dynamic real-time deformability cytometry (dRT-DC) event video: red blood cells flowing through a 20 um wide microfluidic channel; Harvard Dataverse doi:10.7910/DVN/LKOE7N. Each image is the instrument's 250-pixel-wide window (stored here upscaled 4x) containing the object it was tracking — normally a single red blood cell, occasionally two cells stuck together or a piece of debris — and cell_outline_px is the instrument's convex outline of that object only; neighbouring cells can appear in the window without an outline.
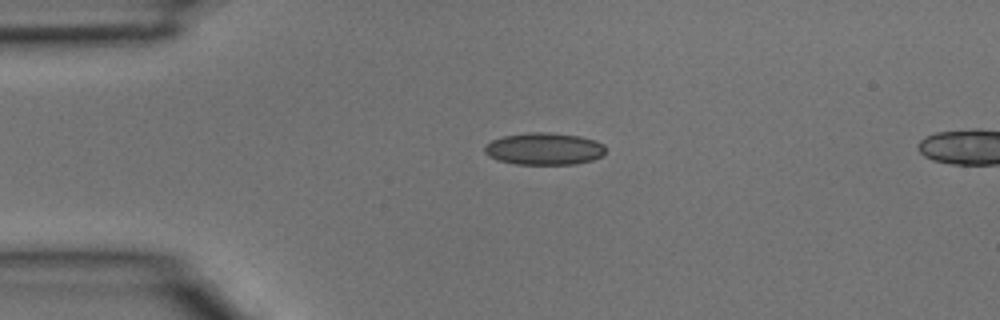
{"species": "common noctule bat (a hibernating species)", "species_latin": "Nyctalus noctula", "temperature_condition": "room temperature", "stored_images_in_passage": 2, "camera_frame_rate_fps": 3000, "um_per_image_px": 0.085, "animal": {"sex": "male", "body_mass_g": 15.6}, "frame": {"image": 1, "passage_image": 1, "time_ms": 0.0, "image_size_px": [1000, 320], "cell_outline_px": [[604, 152], [600, 156], [592, 160], [576, 164], [516, 164], [496, 160], [488, 156], [484, 152], [484, 148], [492, 140], [504, 136], [528, 132], [544, 132], [580, 136], [596, 140], [604, 144]], "centroid_in_image_um": [46.24, 12.65], "position_along_channel_um": 38.8, "area_um2": 22.6}}